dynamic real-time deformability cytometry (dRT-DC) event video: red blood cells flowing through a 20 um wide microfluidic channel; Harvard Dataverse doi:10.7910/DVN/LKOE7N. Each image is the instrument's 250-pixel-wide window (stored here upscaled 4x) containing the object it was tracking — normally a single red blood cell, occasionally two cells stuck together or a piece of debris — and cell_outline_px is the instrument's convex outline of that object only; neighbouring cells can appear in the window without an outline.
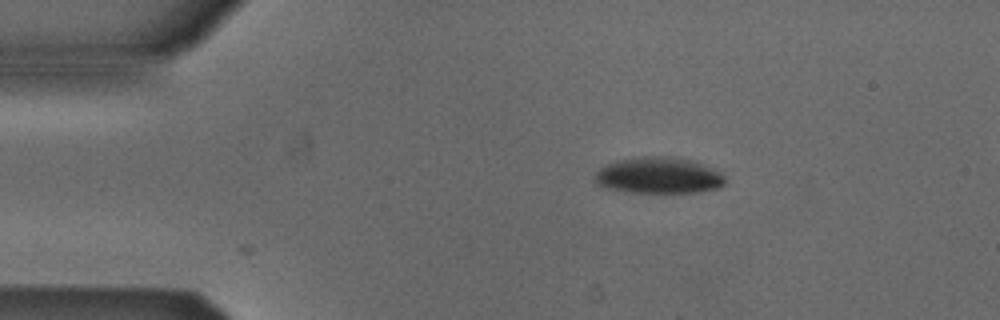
{"species": "Egyptian fruit bat (a non-hibernating species)", "species_latin": "Rousettus aegyptiacus", "temperature_condition": "cold", "stored_images_in_passage": 2, "camera_frame_rate_fps": 3000, "um_per_image_px": 0.085, "animal": {"sex": "male"}, "frame": {"image": 1, "passage_image": 2, "time_ms": 0.333, "image_size_px": [1000, 320], "cell_outline_px": [[724, 184], [716, 188], [696, 192], [632, 192], [608, 188], [596, 184], [592, 180], [592, 176], [604, 164], [620, 160], [644, 156], [672, 156], [696, 160], [720, 172], [724, 176]], "centroid_in_image_um": [55.96, 14.89], "position_along_channel_um": 29.0, "area_um2": 27.69}}